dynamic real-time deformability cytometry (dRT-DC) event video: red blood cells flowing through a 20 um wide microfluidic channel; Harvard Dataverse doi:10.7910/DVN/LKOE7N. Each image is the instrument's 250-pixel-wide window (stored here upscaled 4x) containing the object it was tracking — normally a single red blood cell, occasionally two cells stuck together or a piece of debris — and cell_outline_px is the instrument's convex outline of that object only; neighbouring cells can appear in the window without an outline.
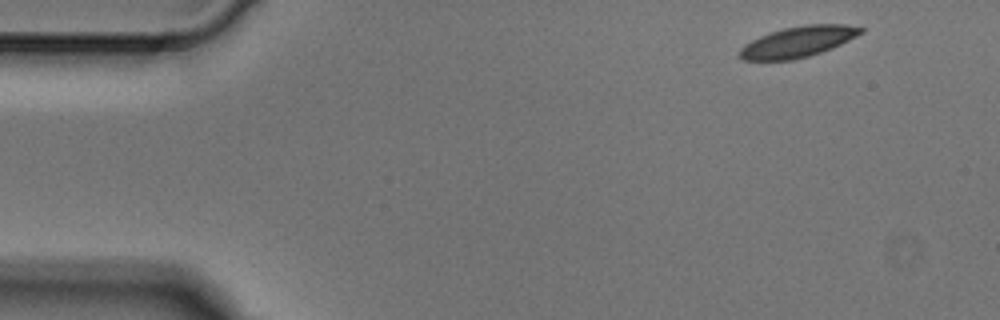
{"species": "Egyptian fruit bat (a non-hibernating species)", "species_latin": "Rousettus aegyptiacus", "temperature_condition": "cold", "stored_images_in_passage": 5, "camera_frame_rate_fps": 3000, "um_per_image_px": 0.085, "animal": {"sex": "male"}, "frame": {"image": 1, "passage_image": 1, "time_ms": 0.0, "image_size_px": [1000, 320], "cell_outline_px": [[864, 32], [832, 48], [808, 56], [792, 60], [744, 60], [740, 56], [740, 48], [744, 44], [768, 32], [784, 28], [804, 24], [844, 24], [864, 28]], "centroid_in_image_um": [67.83, 3.54], "position_along_channel_um": 17.2, "area_um2": 21.62}}
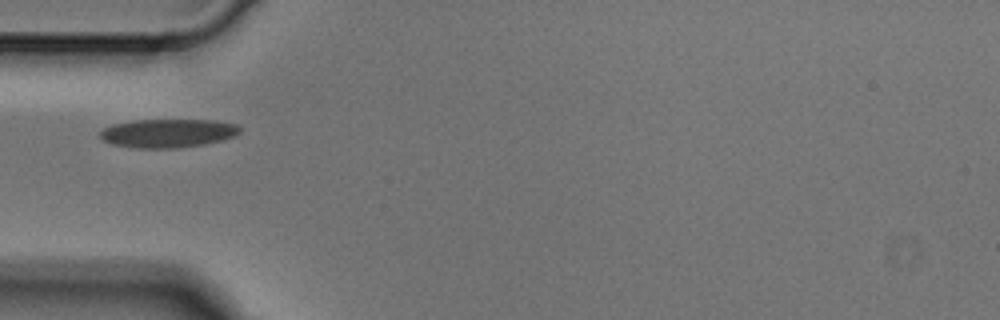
{"frame": {"image": 2, "passage_image": 4, "time_ms": 1.0, "image_size_px": [1000, 320], "cell_outline_px": [[240, 132], [236, 136], [224, 140], [204, 144], [180, 148], [136, 148], [112, 144], [104, 140], [100, 136], [100, 132], [104, 128], [112, 124], [132, 120], [216, 120], [236, 124], [240, 128]], "centroid_in_image_um": [14.3, 11.32], "position_along_channel_um": 70.7, "area_um2": 23.47}}
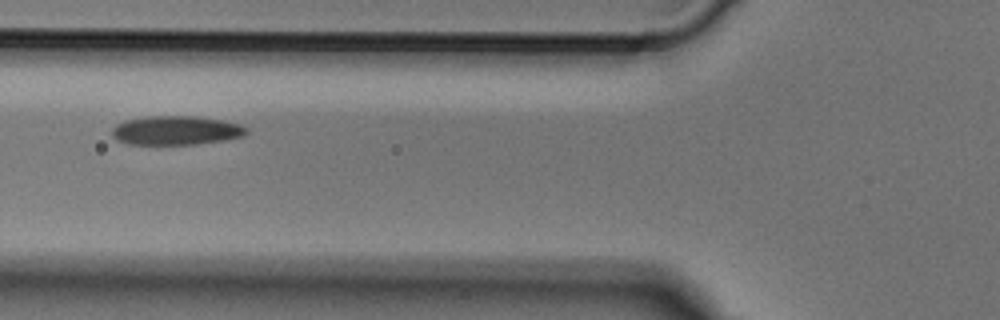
{"frame": {"image": 3, "passage_image": 5, "time_ms": 1.333, "image_size_px": [1000, 320], "cell_outline_px": [[248, 132], [244, 136], [224, 140], [196, 144], [128, 144], [116, 140], [112, 136], [112, 128], [116, 124], [124, 120], [144, 116], [196, 116], [224, 120], [240, 124], [248, 128]], "centroid_in_image_um": [14.96, 11.07], "position_along_channel_um": 110.8, "area_um2": 23.0}}